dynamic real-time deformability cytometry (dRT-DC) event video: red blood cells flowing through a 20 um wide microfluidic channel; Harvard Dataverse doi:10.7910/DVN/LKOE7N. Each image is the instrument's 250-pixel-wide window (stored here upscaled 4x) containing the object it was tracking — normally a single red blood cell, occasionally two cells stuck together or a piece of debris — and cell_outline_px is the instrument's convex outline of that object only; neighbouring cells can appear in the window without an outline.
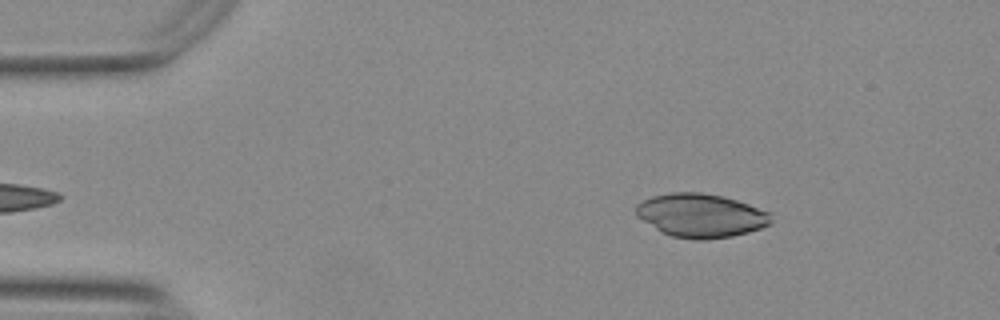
{"species": "Egyptian fruit bat (a non-hibernating species)", "species_latin": "Rousettus aegyptiacus", "temperature_condition": "warm", "stored_images_in_passage": 49, "camera_frame_rate_fps": 3000, "um_per_image_px": 0.085, "animal": {"sex": "female"}, "frame": {"image": 1, "passage_image": 3, "time_ms": 0.667, "image_size_px": [1000, 320], "cell_outline_px": [[772, 224], [748, 232], [732, 236], [708, 240], [696, 240], [672, 236], [660, 232], [636, 216], [636, 204], [652, 196], [672, 192], [700, 192], [720, 196], [736, 200], [772, 212]], "centroid_in_image_um": [59.58, 18.32], "position_along_channel_um": 25.4, "area_um2": 34.56}}